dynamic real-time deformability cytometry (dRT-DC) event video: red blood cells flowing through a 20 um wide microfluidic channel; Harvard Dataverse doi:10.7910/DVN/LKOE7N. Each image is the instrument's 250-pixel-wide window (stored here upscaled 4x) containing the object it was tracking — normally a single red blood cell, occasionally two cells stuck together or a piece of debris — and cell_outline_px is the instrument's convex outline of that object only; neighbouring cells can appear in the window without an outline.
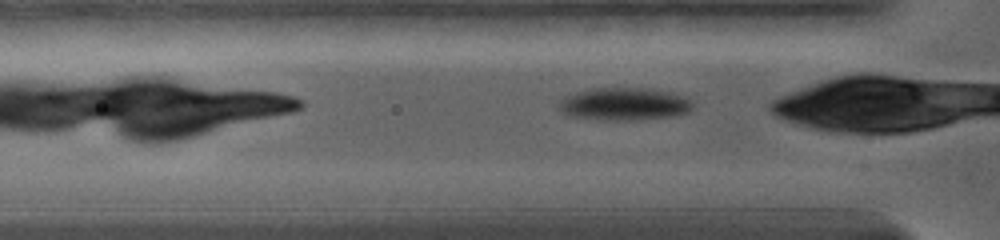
{"species": "common noctule bat (a hibernating species)", "species_latin": "Nyctalus noctula", "temperature_condition": "warm", "stored_images_in_passage": 3, "camera_frame_rate_fps": 5000, "um_per_image_px": 0.085, "animal": {"sex": "female", "body_mass_g": 19.0, "forearm_length_mm": 56.7}, "frame": {"image": 1, "passage_image": 2, "time_ms": 0.2, "image_size_px": [1000, 240], "cell_outline_px": [[692, 108], [688, 112], [676, 116], [636, 120], [600, 120], [572, 116], [560, 112], [560, 100], [564, 96], [588, 88], [648, 88], [668, 92], [684, 96], [692, 100]], "centroid_in_image_um": [53.06, 8.84], "position_along_channel_um": 72.7, "area_um2": 25.66}}